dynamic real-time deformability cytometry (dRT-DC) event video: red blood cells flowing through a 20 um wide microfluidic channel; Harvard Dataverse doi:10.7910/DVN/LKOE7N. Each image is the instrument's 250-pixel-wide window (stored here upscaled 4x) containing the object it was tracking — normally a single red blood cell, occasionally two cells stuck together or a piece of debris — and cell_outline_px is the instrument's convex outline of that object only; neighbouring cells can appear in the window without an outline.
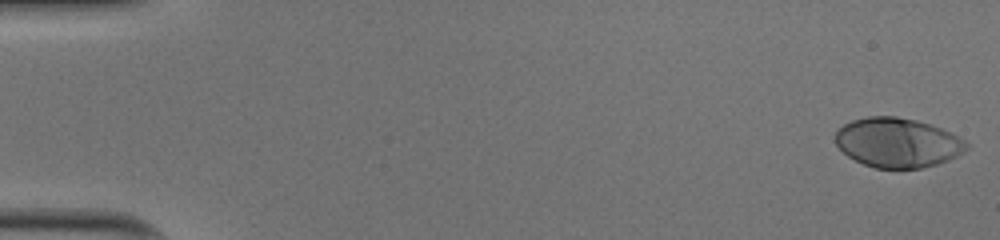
{"species": "human", "species_latin": "Homo sapiens", "temperature_condition": "cold", "stored_images_in_passage": 51, "camera_frame_rate_fps": 3000, "um_per_image_px": 0.085, "donor": {"sex": "male"}, "frame": {"image": 1, "passage_image": 1, "time_ms": 0.0, "image_size_px": [1000, 240], "cell_outline_px": [[972, 144], [964, 152], [948, 160], [936, 164], [920, 168], [876, 168], [864, 164], [848, 156], [836, 144], [836, 132], [844, 124], [852, 120], [868, 116], [896, 116], [916, 120], [940, 128]], "centroid_in_image_um": [76.3, 12.12], "position_along_channel_um": 8.7, "area_um2": 37.57}}
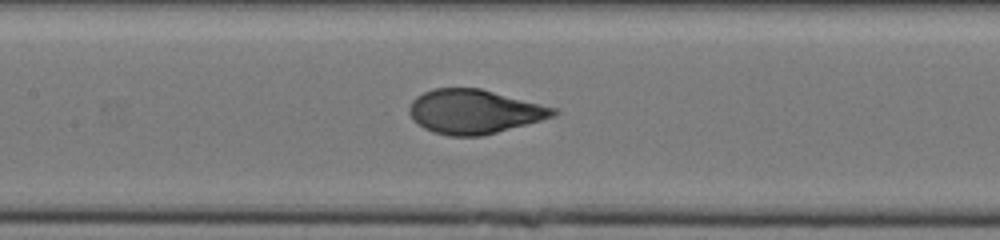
{"frame": {"image": 2, "passage_image": 25, "time_ms": 8.0, "image_size_px": [1000, 240], "cell_outline_px": [[560, 112], [556, 116], [496, 132], [480, 136], [448, 136], [424, 128], [408, 112], [408, 108], [412, 100], [416, 96], [432, 88], [480, 88], [556, 108]], "centroid_in_image_um": [40.31, 9.47], "position_along_channel_um": 167.1, "area_um2": 36.76}}
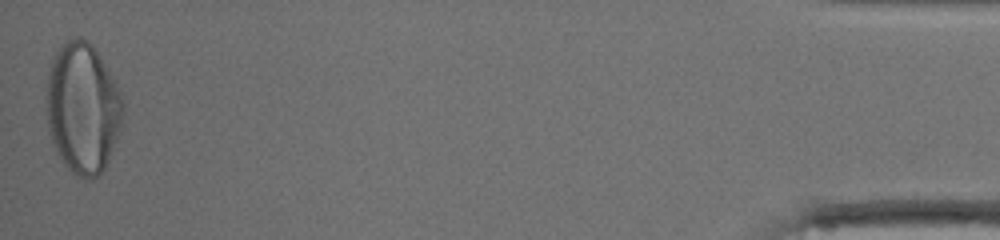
{"frame": {"image": 3, "passage_image": 51, "time_ms": 16.667, "image_size_px": [1000, 240], "cell_outline_px": [[124, 108], [120, 128], [116, 140], [108, 160], [104, 168], [92, 180], [84, 180], [76, 176], [64, 164], [52, 140], [48, 128], [44, 96], [48, 76], [52, 60], [56, 52], [68, 40], [76, 36], [80, 36], [88, 40], [116, 80], [124, 104]], "centroid_in_image_um": [7.02, 9.19], "position_along_channel_um": 428.2, "area_um2": 58.55}, "authors_computed_cell_mechanics": {"area_um2": 37.57, "velocity_mm_per_s": 4.0199, "shape_relaxation_time_tau1_ms": 3.597, "shape_relaxation_time_tau2_ms": null, "deformation_change_tau1": 0.1921, "deformation_change_tau2": null}}